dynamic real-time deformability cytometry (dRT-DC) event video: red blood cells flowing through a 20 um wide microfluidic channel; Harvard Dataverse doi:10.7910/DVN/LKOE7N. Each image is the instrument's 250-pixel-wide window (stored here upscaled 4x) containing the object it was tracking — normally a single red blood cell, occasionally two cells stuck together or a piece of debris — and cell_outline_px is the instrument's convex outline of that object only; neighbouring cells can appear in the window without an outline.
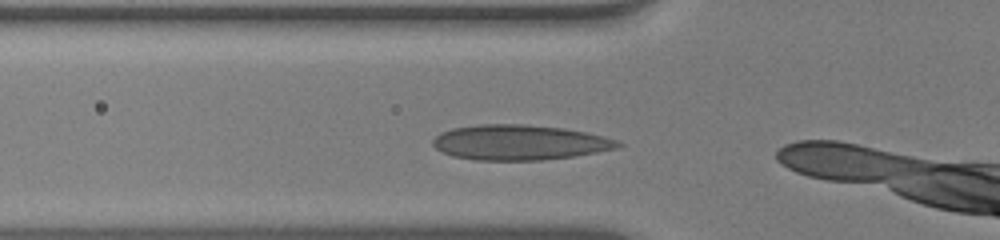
{"species": "human", "species_latin": "Homo sapiens", "temperature_condition": "warm", "stored_images_in_passage": 9, "camera_frame_rate_fps": 3000, "um_per_image_px": 0.085, "donor": {"sex": "male"}, "frame": {"image": 1, "passage_image": 2, "time_ms": 0.333, "image_size_px": [1000, 240], "cell_outline_px": [[624, 144], [616, 148], [596, 152], [572, 156], [540, 160], [476, 160], [452, 156], [436, 148], [432, 144], [432, 140], [440, 132], [452, 128], [480, 124], [524, 124], [564, 128], [588, 132], [620, 140]], "centroid_in_image_um": [44.17, 12.1], "position_along_channel_um": 81.6, "area_um2": 37.97}}
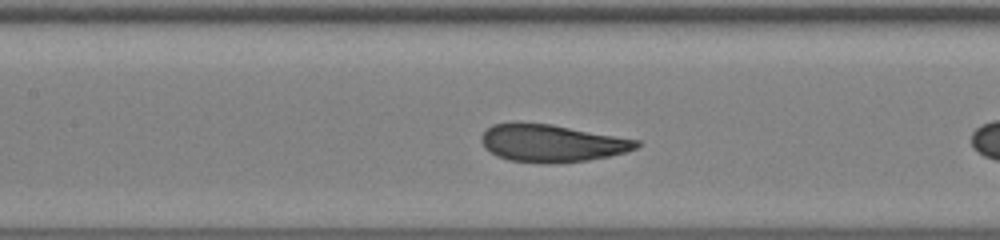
{"frame": {"image": 2, "passage_image": 8, "time_ms": 2.333, "image_size_px": [1000, 240], "cell_outline_px": [[640, 144], [636, 148], [624, 152], [608, 156], [588, 160], [556, 164], [548, 164], [508, 160], [496, 156], [484, 148], [480, 140], [480, 136], [492, 124], [552, 124], [640, 140]], "centroid_in_image_um": [46.89, 12.19], "position_along_channel_um": 160.5, "area_um2": 33.7}}